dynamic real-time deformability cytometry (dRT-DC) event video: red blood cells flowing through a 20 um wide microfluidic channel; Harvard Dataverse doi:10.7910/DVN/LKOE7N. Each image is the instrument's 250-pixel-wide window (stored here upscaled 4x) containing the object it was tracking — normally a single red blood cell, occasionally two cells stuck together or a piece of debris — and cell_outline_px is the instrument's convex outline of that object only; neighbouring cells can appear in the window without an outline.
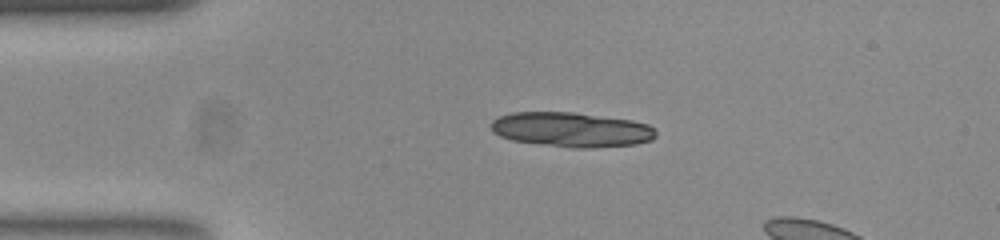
{"species": "common noctule bat (a hibernating species)", "species_latin": "Nyctalus noctula", "temperature_condition": "room temperature", "stored_images_in_passage": 36, "camera_frame_rate_fps": 3000, "um_per_image_px": 0.085, "animal": {"sex": "female", "body_mass_g": 23.0, "forearm_length_mm": 53.4}, "frame": {"image": 1, "passage_image": 1, "time_ms": 0.0, "image_size_px": [1000, 240], "cell_outline_px": [[656, 136], [652, 140], [636, 144], [592, 148], [572, 148], [540, 144], [512, 140], [500, 136], [492, 132], [492, 120], [500, 116], [512, 112], [572, 112], [632, 120], [648, 124], [656, 128]], "centroid_in_image_um": [48.6, 11.02], "position_along_channel_um": 36.4, "area_um2": 33.47}}
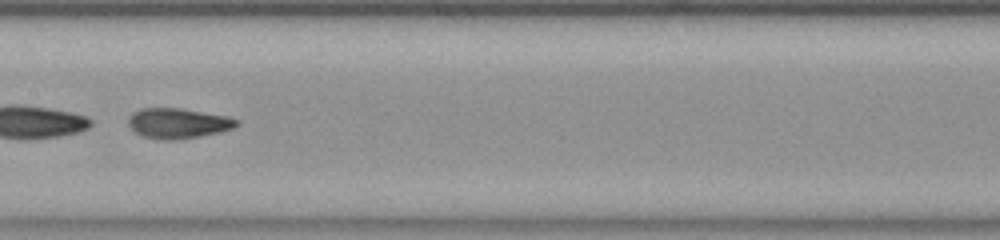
{"frame": {"image": 2, "passage_image": 16, "time_ms": 5.0, "image_size_px": [1000, 240], "cell_outline_px": [[240, 124], [232, 128], [220, 132], [200, 136], [172, 140], [164, 140], [144, 136], [136, 132], [128, 124], [128, 120], [132, 112], [140, 108], [180, 108], [228, 116], [240, 120]], "centroid_in_image_um": [15.16, 10.46], "position_along_channel_um": 192.2, "area_um2": 19.02}}